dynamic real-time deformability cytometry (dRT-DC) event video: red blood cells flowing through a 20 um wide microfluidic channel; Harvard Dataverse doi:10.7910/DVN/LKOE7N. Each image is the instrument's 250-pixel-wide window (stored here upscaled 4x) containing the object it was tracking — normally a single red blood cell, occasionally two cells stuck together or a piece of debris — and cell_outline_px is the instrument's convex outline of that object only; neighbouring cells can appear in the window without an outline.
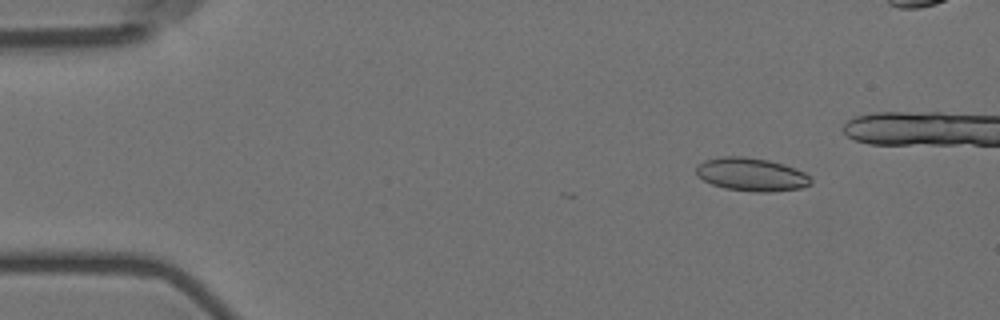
{"species": "Egyptian fruit bat (a non-hibernating species)", "species_latin": "Rousettus aegyptiacus", "temperature_condition": "room temperature", "stored_images_in_passage": 7, "camera_frame_rate_fps": 3000, "um_per_image_px": 0.085, "animal": {"sex": "female"}, "frame": {"image": 1, "passage_image": 2, "time_ms": 0.333, "image_size_px": [1000, 320], "cell_outline_px": [[812, 184], [800, 188], [772, 192], [756, 192], [724, 188], [712, 184], [696, 176], [696, 168], [704, 160], [720, 156], [744, 156], [768, 160], [784, 164], [804, 172], [812, 176]], "centroid_in_image_um": [63.89, 14.83], "position_along_channel_um": 21.1, "area_um2": 22.37}}